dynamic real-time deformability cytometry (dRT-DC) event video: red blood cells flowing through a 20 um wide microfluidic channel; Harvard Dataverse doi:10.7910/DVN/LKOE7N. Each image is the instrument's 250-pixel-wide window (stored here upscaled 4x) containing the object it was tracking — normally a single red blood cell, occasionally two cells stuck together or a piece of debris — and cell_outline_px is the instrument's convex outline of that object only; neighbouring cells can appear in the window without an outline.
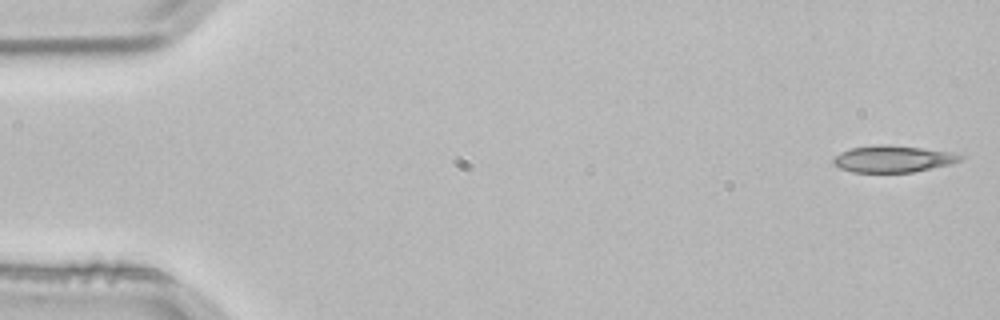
{"species": "common noctule bat (a hibernating species)", "species_latin": "Nyctalus noctula", "temperature_condition": "room temperature", "stored_images_in_passage": 4, "camera_frame_rate_fps": 3000, "um_per_image_px": 0.085, "animal": {"sex": "male", "body_mass_g": 21.5, "forearm_length_mm": 52.0}, "frame": {"image": 1, "passage_image": 1, "time_ms": 0.0, "image_size_px": [1000, 320], "cell_outline_px": [[964, 156], [960, 160], [952, 164], [912, 172], [852, 172], [840, 168], [832, 164], [832, 160], [840, 152], [852, 148], [876, 144], [888, 144], [920, 148], [948, 152]], "centroid_in_image_um": [75.85, 13.51], "position_along_channel_um": 9.1, "area_um2": 19.65}}
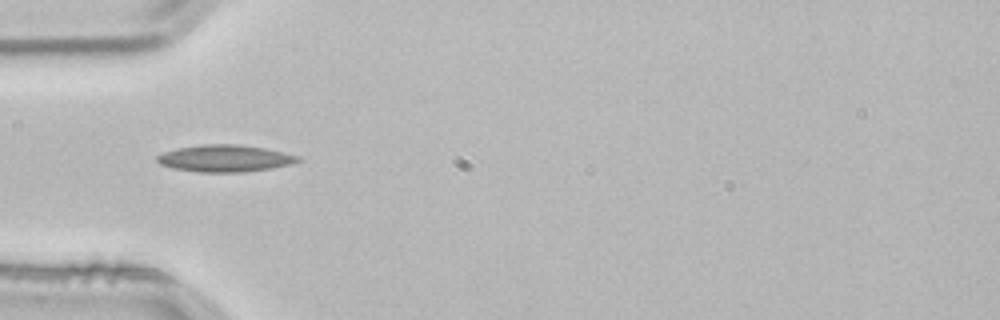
{"frame": {"image": 2, "passage_image": 4, "time_ms": 1.0, "image_size_px": [1000, 320], "cell_outline_px": [[304, 160], [292, 164], [272, 168], [244, 172], [200, 172], [172, 168], [160, 164], [156, 160], [156, 156], [164, 152], [176, 148], [204, 144], [240, 144], [264, 148], [300, 156]], "centroid_in_image_um": [19.14, 13.46], "position_along_channel_um": 65.9, "area_um2": 22.25}}